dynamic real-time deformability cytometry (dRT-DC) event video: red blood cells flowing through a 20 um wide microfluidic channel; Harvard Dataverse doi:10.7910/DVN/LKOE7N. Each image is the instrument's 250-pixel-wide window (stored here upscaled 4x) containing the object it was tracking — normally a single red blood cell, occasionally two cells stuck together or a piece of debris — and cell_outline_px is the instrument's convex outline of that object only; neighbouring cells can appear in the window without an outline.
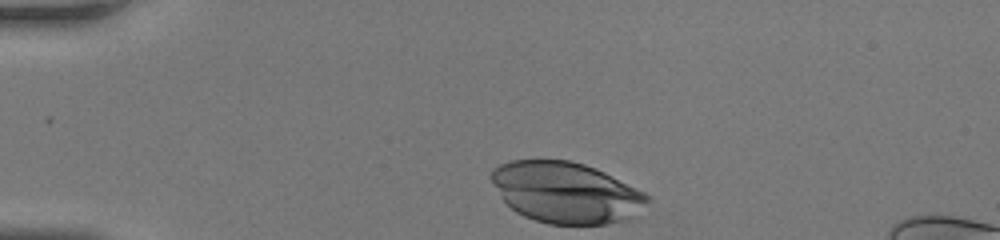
{"species": "human", "species_latin": "Homo sapiens", "temperature_condition": "room temperature", "stored_images_in_passage": 28, "camera_frame_rate_fps": 3000, "um_per_image_px": 0.085, "donor": {"sex": "female"}, "frame": {"image": 1, "passage_image": 1, "time_ms": 0.0, "image_size_px": [1000, 240], "cell_outline_px": [[652, 200], [628, 220], [604, 224], [548, 224], [524, 216], [516, 212], [504, 200], [492, 180], [492, 168], [500, 164], [512, 160], [572, 160], [596, 168], [644, 192]], "centroid_in_image_um": [48.14, 16.36], "position_along_channel_um": 36.9, "area_um2": 55.2}}
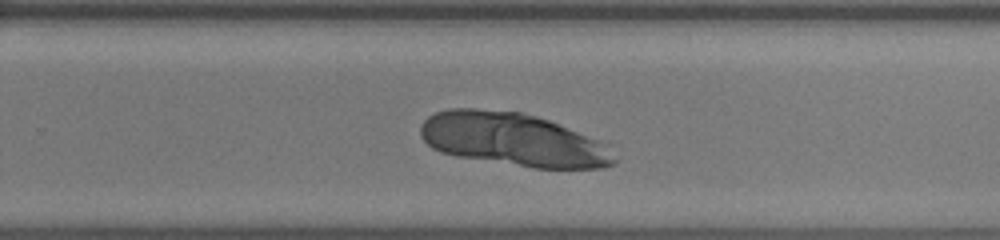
{"frame": {"image": 2, "passage_image": 21, "time_ms": 6.667, "image_size_px": [1000, 240], "cell_outline_px": [[616, 164], [604, 168], [532, 168], [456, 156], [440, 152], [432, 148], [420, 136], [420, 124], [428, 116], [436, 112], [448, 108], [476, 108], [520, 112], [536, 116], [548, 120], [596, 140], [616, 160]], "centroid_in_image_um": [43.49, 11.86], "position_along_channel_um": 286.3, "area_um2": 59.48}}
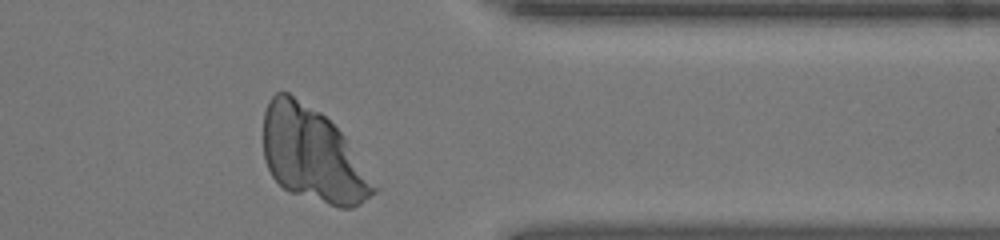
{"frame": {"image": 3, "passage_image": 28, "time_ms": 9.0, "image_size_px": [1000, 240], "cell_outline_px": [[380, 188], [376, 192], [360, 204], [352, 208], [340, 208], [288, 192], [272, 176], [264, 160], [264, 112], [268, 100], [276, 92], [288, 92], [320, 112], [344, 136]], "centroid_in_image_um": [26.58, 13.18], "position_along_channel_um": 384.8, "area_um2": 60.63}}